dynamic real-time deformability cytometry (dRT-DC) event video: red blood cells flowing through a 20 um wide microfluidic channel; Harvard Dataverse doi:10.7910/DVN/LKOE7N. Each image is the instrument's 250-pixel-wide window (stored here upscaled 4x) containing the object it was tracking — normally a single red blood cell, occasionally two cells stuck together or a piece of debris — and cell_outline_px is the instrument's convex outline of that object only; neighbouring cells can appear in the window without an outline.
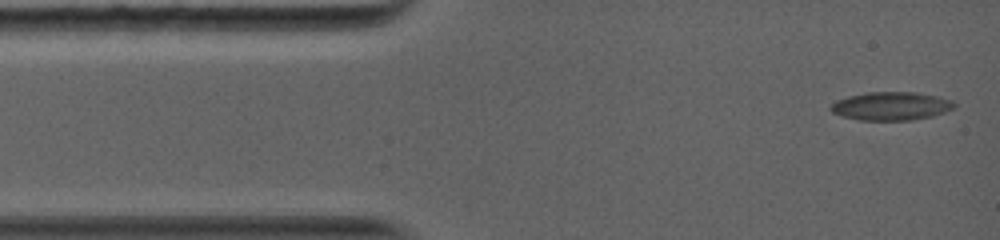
{"species": "common noctule bat (a hibernating species)", "species_latin": "Nyctalus noctula", "temperature_condition": "warm", "stored_images_in_passage": 3, "camera_frame_rate_fps": 5000, "um_per_image_px": 0.085, "animal": {"sex": "female", "body_mass_g": 19.0, "forearm_length_mm": 56.7}, "frame": {"image": 1, "passage_image": 1, "time_ms": 0.0, "image_size_px": [1000, 240], "cell_outline_px": [[956, 104], [952, 108], [944, 112], [932, 116], [912, 120], [860, 120], [844, 116], [832, 112], [828, 108], [836, 100], [848, 96], [868, 92], [916, 92], [936, 96], [952, 100]], "centroid_in_image_um": [75.73, 9.01], "position_along_channel_um": 9.3, "area_um2": 20.29}}
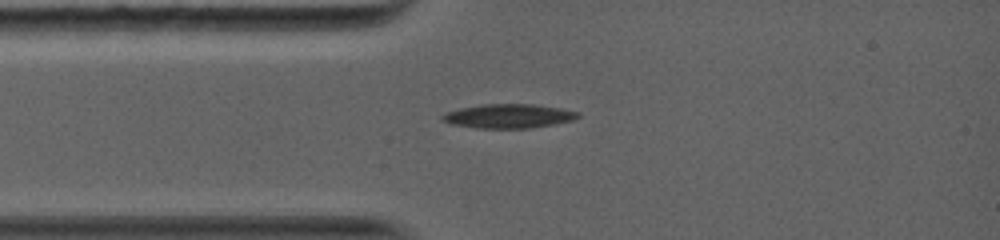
{"frame": {"image": 2, "passage_image": 3, "time_ms": 2.4, "image_size_px": [1000, 240], "cell_outline_px": [[580, 116], [572, 120], [552, 124], [528, 128], [476, 128], [452, 124], [440, 120], [440, 116], [444, 112], [460, 108], [484, 104], [536, 104], [560, 108], [580, 112]], "centroid_in_image_um": [43.18, 9.86], "position_along_channel_um": 41.8, "area_um2": 19.07}}